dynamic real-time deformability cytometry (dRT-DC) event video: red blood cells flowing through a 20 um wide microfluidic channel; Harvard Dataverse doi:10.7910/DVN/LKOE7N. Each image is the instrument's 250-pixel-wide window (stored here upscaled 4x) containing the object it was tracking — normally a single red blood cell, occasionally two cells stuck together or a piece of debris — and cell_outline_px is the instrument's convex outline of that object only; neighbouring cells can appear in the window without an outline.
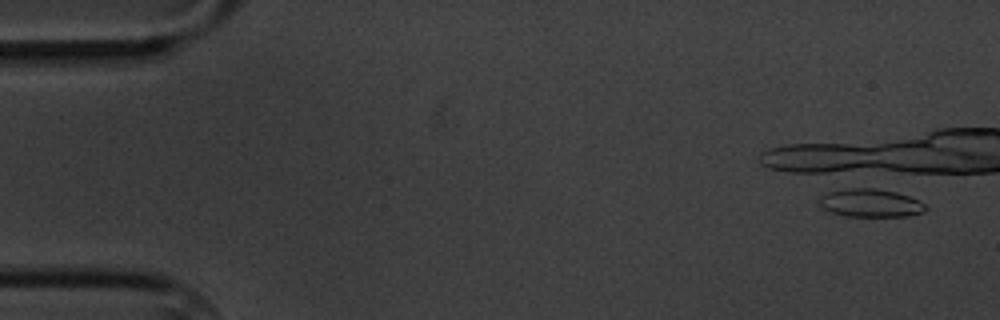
{"species": "common noctule bat (a hibernating species)", "species_latin": "Nyctalus noctula", "temperature_condition": "cold", "stored_images_in_passage": 1, "camera_frame_rate_fps": 3000, "um_per_image_px": 0.085, "animal": {"sex": "male", "body_mass_g": 20.1, "forearm_length_mm": 53.5}, "frame": {"image": 1, "passage_image": 1, "time_ms": 0.0, "image_size_px": [1000, 320], "cell_outline_px": [[928, 208], [924, 212], [908, 216], [844, 216], [832, 212], [824, 208], [820, 204], [820, 196], [828, 192], [852, 184], [876, 188], [896, 192], [920, 200]], "centroid_in_image_um": [73.97, 17.2], "position_along_channel_um": 11.0, "area_um2": 18.03}}